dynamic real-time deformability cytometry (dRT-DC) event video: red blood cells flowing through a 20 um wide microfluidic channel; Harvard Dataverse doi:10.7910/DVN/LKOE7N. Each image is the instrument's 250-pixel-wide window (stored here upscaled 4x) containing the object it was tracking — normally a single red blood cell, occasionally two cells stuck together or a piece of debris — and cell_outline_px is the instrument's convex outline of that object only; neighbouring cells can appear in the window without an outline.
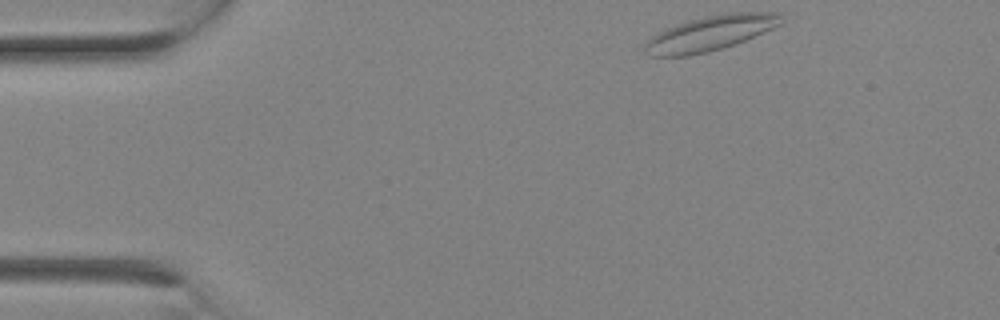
{"species": "Egyptian fruit bat (a non-hibernating species)", "species_latin": "Rousettus aegyptiacus", "temperature_condition": "room temperature", "stored_images_in_passage": 2, "camera_frame_rate_fps": 3000, "um_per_image_px": 0.085, "animal": {"sex": "female"}, "frame": {"image": 1, "passage_image": 1, "time_ms": 0.0, "image_size_px": [1000, 320], "cell_outline_px": [[784, 24], [736, 44], [724, 48], [708, 52], [688, 56], [648, 56], [644, 52], [644, 44], [652, 36], [676, 24], [704, 16], [728, 12], [784, 12]], "centroid_in_image_um": [60.46, 2.81], "position_along_channel_um": 24.5, "area_um2": 28.26}}